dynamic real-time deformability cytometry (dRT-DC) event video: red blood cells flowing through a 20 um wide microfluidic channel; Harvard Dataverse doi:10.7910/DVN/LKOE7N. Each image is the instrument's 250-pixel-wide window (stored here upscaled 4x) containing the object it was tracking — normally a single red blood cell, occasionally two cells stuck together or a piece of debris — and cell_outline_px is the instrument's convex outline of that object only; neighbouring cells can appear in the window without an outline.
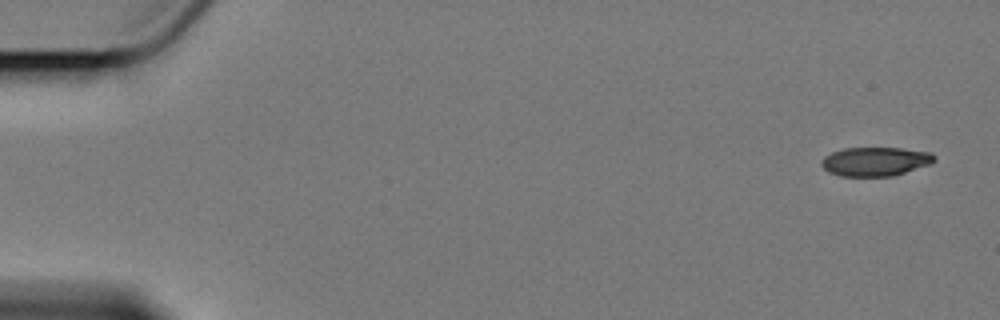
{"species": "Egyptian fruit bat (a non-hibernating species)", "species_latin": "Rousettus aegyptiacus", "temperature_condition": "cold", "stored_images_in_passage": 6, "camera_frame_rate_fps": 3000, "um_per_image_px": 0.085, "animal": {"sex": "female"}, "frame": {"image": 1, "passage_image": 1, "time_ms": 0.0, "image_size_px": [1000, 320], "cell_outline_px": [[936, 160], [928, 164], [892, 176], [840, 176], [828, 172], [820, 164], [820, 160], [824, 156], [832, 152], [844, 148], [900, 148], [932, 152], [936, 156]], "centroid_in_image_um": [74.37, 13.72], "position_along_channel_um": 10.6, "area_um2": 19.02}}
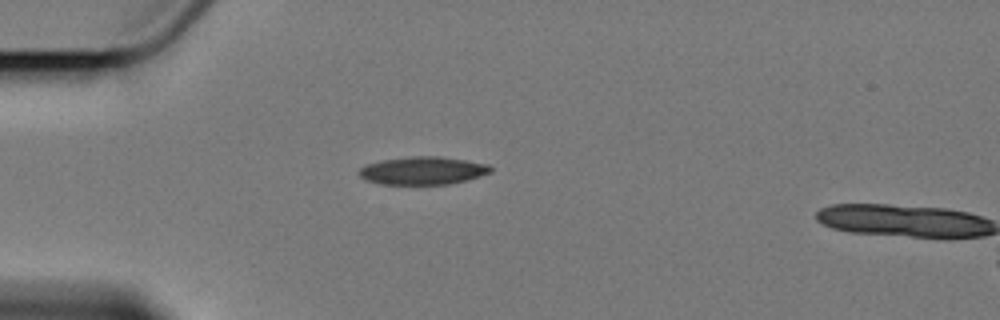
{"frame": {"image": 2, "passage_image": 5, "time_ms": 4.667, "image_size_px": [1000, 320], "cell_outline_px": [[492, 172], [480, 176], [448, 184], [380, 184], [364, 180], [360, 176], [360, 168], [368, 164], [384, 160], [416, 156], [440, 156], [488, 164], [492, 168]], "centroid_in_image_um": [35.95, 14.51], "position_along_channel_um": 49.1, "area_um2": 21.1}}